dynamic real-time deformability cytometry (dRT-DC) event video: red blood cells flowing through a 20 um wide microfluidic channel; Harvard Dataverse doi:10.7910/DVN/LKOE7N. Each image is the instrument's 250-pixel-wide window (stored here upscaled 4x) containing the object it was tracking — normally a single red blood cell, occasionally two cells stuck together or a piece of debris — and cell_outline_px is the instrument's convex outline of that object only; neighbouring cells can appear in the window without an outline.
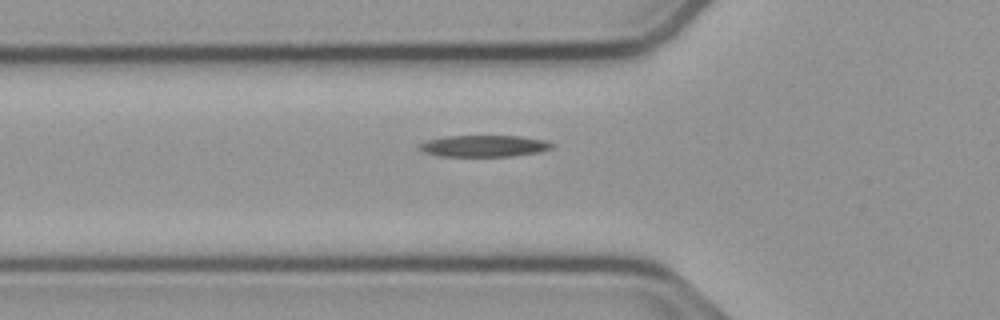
{"species": "common noctule bat (a hibernating species)", "species_latin": "Nyctalus noctula", "temperature_condition": "cold", "stored_images_in_passage": 40, "camera_frame_rate_fps": 3000, "um_per_image_px": 0.085, "animal": {"sex": "male", "body_mass_g": 23.1, "forearm_length_mm": 52.7}, "frame": {"image": 1, "passage_image": 8, "time_ms": 2.333, "image_size_px": [1000, 320], "cell_outline_px": [[552, 148], [540, 152], [512, 156], [440, 156], [424, 152], [416, 148], [420, 144], [428, 140], [444, 136], [520, 136], [544, 140], [552, 144]], "centroid_in_image_um": [41.11, 12.41], "position_along_channel_um": 84.7, "area_um2": 16.59}}
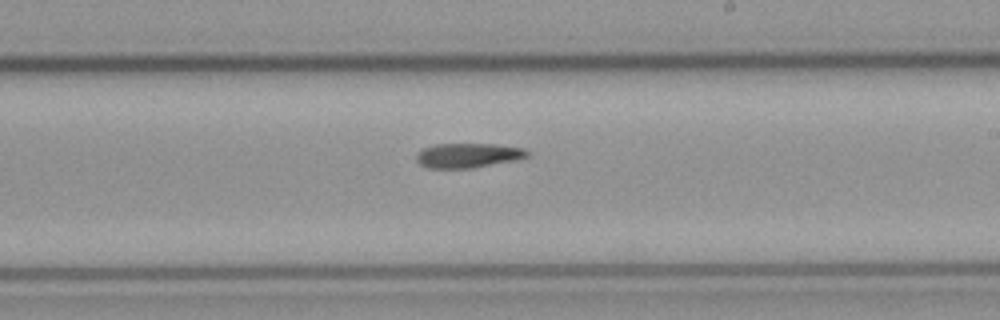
{"frame": {"image": 2, "passage_image": 21, "time_ms": 6.667, "image_size_px": [1000, 320], "cell_outline_px": [[528, 156], [516, 160], [472, 168], [428, 168], [420, 164], [416, 160], [416, 156], [424, 148], [436, 144], [496, 144], [524, 148], [528, 152]], "centroid_in_image_um": [39.79, 13.21], "position_along_channel_um": 249.2, "area_um2": 15.78}}
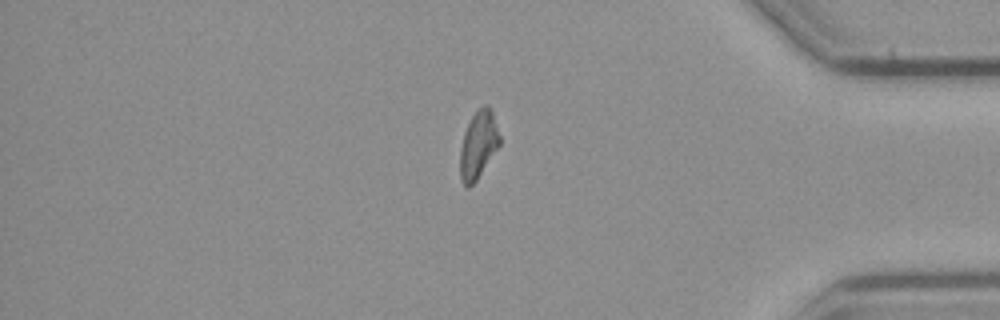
{"frame": {"image": 3, "passage_image": 35, "time_ms": 11.333, "image_size_px": [1000, 320], "cell_outline_px": [[500, 144], [476, 180], [468, 188], [460, 180], [460, 148], [464, 132], [472, 116], [480, 108], [488, 104], [492, 108], [500, 136]], "centroid_in_image_um": [40.66, 12.29], "position_along_channel_um": 394.5, "area_um2": 15.43}, "authors_computed_cell_mechanics": {"area_um2": 16.3574, "velocity_mm_per_s": 3.7819, "shape_relaxation_time_tau1_ms": null, "shape_relaxation_time_tau2_ms": 9.3798, "deformation_change_tau1": null, "deformation_change_tau2": 0.2128}}